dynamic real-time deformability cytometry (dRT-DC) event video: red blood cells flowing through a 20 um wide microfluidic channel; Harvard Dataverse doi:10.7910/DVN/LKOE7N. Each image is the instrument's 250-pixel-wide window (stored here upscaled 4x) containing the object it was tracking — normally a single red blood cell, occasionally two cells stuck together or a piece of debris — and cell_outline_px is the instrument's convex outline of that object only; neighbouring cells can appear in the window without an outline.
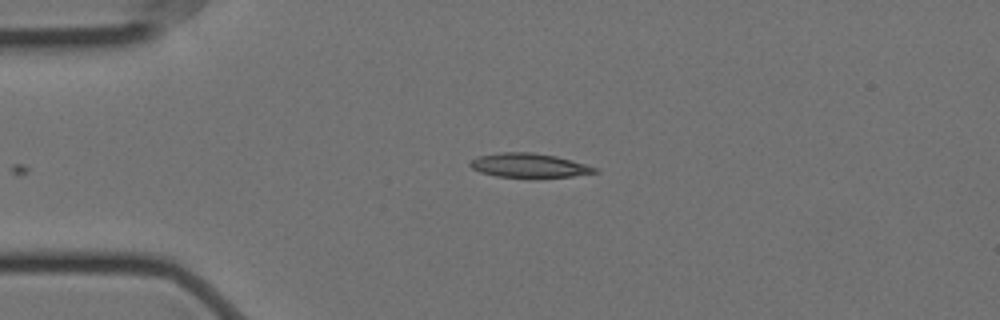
{"species": "Egyptian fruit bat (a non-hibernating species)", "species_latin": "Rousettus aegyptiacus", "temperature_condition": "cold", "stored_images_in_passage": 5, "camera_frame_rate_fps": 3000, "um_per_image_px": 0.085, "animal": {"sex": "female"}, "frame": {"image": 1, "passage_image": 5, "time_ms": 1.333, "image_size_px": [1000, 320], "cell_outline_px": [[600, 172], [572, 176], [496, 176], [480, 172], [472, 168], [468, 164], [472, 160], [480, 156], [500, 152], [532, 152], [556, 156], [584, 164], [596, 168]], "centroid_in_image_um": [44.95, 14.04], "position_along_channel_um": 40.1, "area_um2": 16.99}}